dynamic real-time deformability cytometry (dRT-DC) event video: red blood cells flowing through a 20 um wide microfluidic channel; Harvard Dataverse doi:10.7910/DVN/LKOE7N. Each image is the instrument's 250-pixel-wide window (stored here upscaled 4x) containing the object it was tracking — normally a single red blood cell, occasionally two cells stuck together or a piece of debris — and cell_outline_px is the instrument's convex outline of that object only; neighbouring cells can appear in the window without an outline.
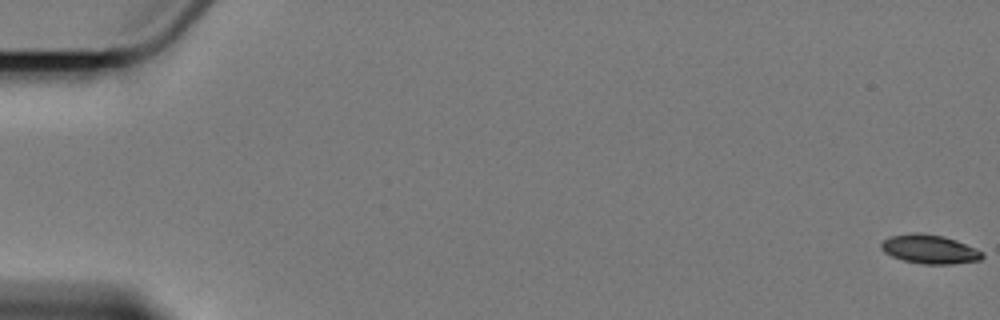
{"species": "Egyptian fruit bat (a non-hibernating species)", "species_latin": "Rousettus aegyptiacus", "temperature_condition": "cold", "stored_images_in_passage": 6, "camera_frame_rate_fps": 3000, "um_per_image_px": 0.085, "animal": {"sex": "female"}, "frame": {"image": 1, "passage_image": 1, "time_ms": 0.0, "image_size_px": [1000, 320], "cell_outline_px": [[984, 256], [980, 260], [952, 264], [924, 264], [904, 260], [892, 256], [884, 252], [880, 248], [880, 244], [888, 236], [920, 232], [944, 236], [956, 240], [984, 252]], "centroid_in_image_um": [79.02, 21.18], "position_along_channel_um": 6.0, "area_um2": 17.05}}